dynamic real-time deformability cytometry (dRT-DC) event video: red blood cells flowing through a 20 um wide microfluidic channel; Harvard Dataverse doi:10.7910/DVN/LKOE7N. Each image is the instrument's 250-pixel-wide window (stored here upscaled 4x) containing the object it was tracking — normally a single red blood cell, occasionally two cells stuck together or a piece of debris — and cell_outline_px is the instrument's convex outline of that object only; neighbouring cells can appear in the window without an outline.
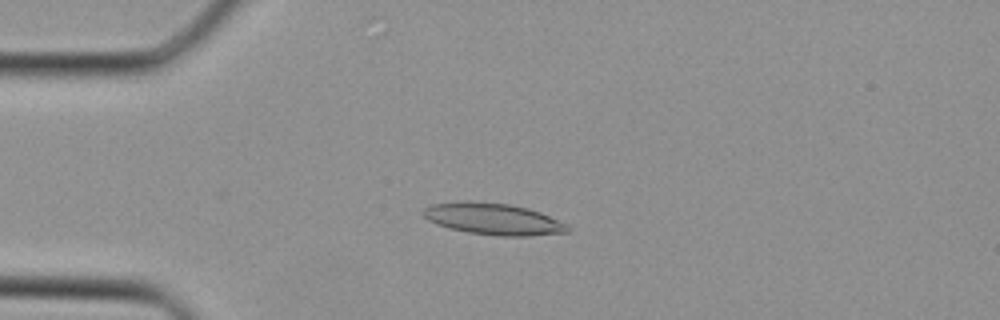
{"species": "Egyptian fruit bat (a non-hibernating species)", "species_latin": "Rousettus aegyptiacus", "temperature_condition": "cold", "stored_images_in_passage": 38, "camera_frame_rate_fps": 3000, "um_per_image_px": 0.085, "animal": {"sex": "female"}, "frame": {"image": 1, "passage_image": 9, "time_ms": 2.667, "image_size_px": [1000, 320], "cell_outline_px": [[572, 228], [568, 232], [528, 236], [500, 236], [468, 232], [448, 228], [436, 224], [428, 220], [420, 212], [424, 208], [432, 204], [472, 200], [508, 204], [528, 208], [540, 212], [568, 224]], "centroid_in_image_um": [41.93, 18.61], "position_along_channel_um": 43.1, "area_um2": 26.76}}
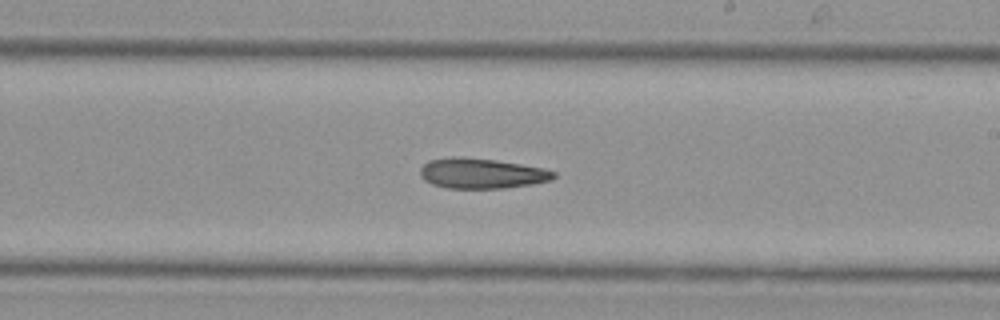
{"frame": {"image": 2, "passage_image": 22, "time_ms": 7.0, "image_size_px": [1000, 320], "cell_outline_px": [[556, 176], [552, 180], [532, 184], [504, 188], [448, 188], [432, 184], [424, 180], [420, 176], [420, 168], [428, 160], [448, 156], [460, 156], [496, 160], [544, 168], [556, 172]], "centroid_in_image_um": [40.92, 14.72], "position_along_channel_um": 248.1, "area_um2": 23.76}}
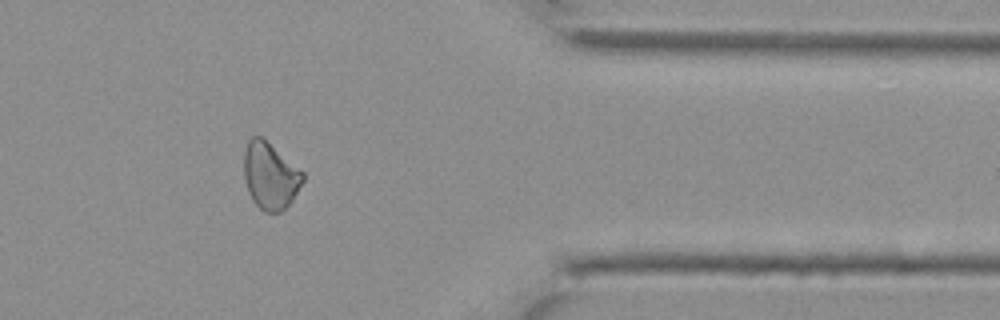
{"frame": {"image": 3, "passage_image": 31, "time_ms": 10.0, "image_size_px": [1000, 320], "cell_outline_px": [[304, 180], [292, 200], [280, 212], [264, 212], [252, 200], [248, 192], [244, 180], [244, 152], [248, 140], [252, 136], [264, 136], [304, 172]], "centroid_in_image_um": [22.96, 14.9], "position_along_channel_um": 388.4, "area_um2": 23.24}}